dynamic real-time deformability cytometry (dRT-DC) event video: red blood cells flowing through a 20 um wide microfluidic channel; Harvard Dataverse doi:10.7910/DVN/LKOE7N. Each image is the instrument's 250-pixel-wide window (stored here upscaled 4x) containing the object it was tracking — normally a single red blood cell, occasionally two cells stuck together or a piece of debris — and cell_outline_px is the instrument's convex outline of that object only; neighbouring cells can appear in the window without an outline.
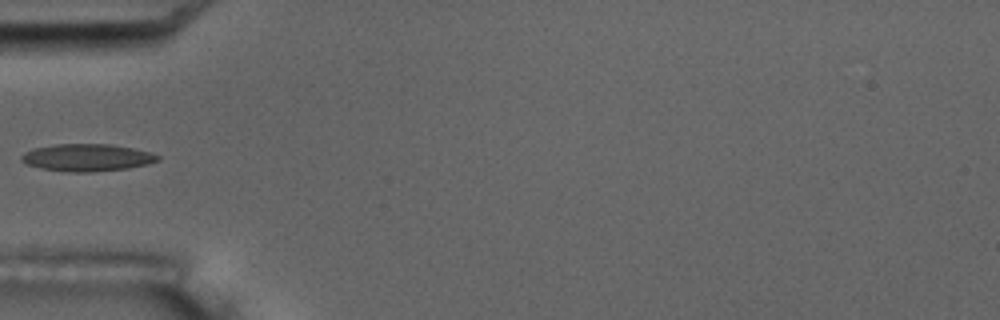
{"species": "common noctule bat (a hibernating species)", "species_latin": "Nyctalus noctula", "temperature_condition": "room temperature", "stored_images_in_passage": 5, "camera_frame_rate_fps": 3000, "um_per_image_px": 0.085, "animal": {"sex": "male", "body_mass_g": 17.5, "forearm_length_mm": 52.3}, "frame": {"image": 1, "passage_image": 5, "time_ms": 4.333, "image_size_px": [1000, 320], "cell_outline_px": [[160, 160], [148, 164], [128, 168], [92, 172], [68, 172], [40, 168], [28, 164], [20, 160], [20, 156], [24, 152], [32, 148], [56, 144], [112, 144], [132, 148], [148, 152], [160, 156]], "centroid_in_image_um": [7.37, 13.39], "position_along_channel_um": 77.6, "area_um2": 21.73}}